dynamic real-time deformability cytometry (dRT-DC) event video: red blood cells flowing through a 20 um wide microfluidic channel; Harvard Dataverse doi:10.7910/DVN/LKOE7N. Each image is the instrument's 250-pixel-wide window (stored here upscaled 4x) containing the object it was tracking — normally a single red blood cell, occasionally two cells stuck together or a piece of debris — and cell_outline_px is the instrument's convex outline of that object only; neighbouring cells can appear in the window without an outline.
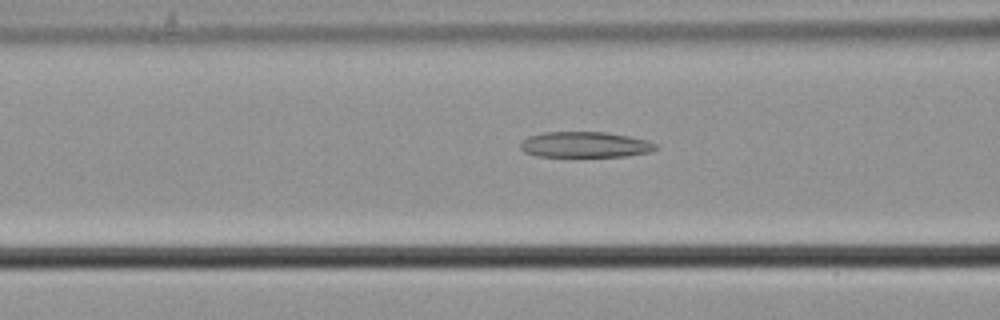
{"species": "common noctule bat (a hibernating species)", "species_latin": "Nyctalus noctula", "temperature_condition": "cold", "stored_images_in_passage": 45, "camera_frame_rate_fps": 3000, "um_per_image_px": 0.085, "animal": {"sex": "male", "body_mass_g": 21.5, "forearm_length_mm": 52.0}, "frame": {"image": 1, "passage_image": 22, "time_ms": 7.0, "image_size_px": [1000, 320], "cell_outline_px": [[656, 148], [652, 152], [624, 156], [536, 156], [524, 152], [520, 148], [520, 144], [528, 136], [544, 132], [608, 132], [648, 140], [656, 144]], "centroid_in_image_um": [49.73, 12.29], "position_along_channel_um": 116.9, "area_um2": 20.23}}
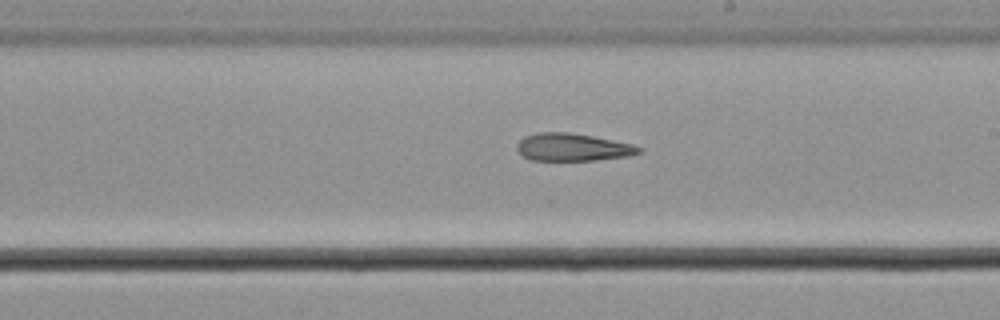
{"frame": {"image": 2, "passage_image": 32, "time_ms": 10.333, "image_size_px": [1000, 320], "cell_outline_px": [[644, 148], [640, 152], [628, 156], [596, 160], [532, 160], [524, 156], [516, 148], [516, 144], [524, 136], [540, 132], [568, 132], [592, 136], [632, 144]], "centroid_in_image_um": [48.67, 12.51], "position_along_channel_um": 240.3, "area_um2": 19.48}}
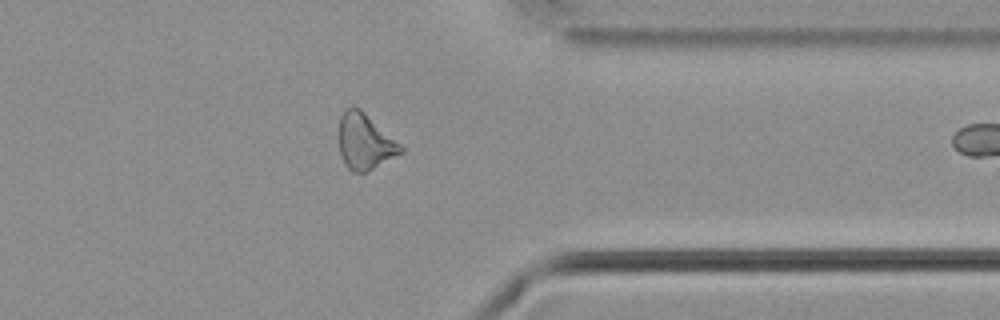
{"frame": {"image": 3, "passage_image": 44, "time_ms": 14.333, "image_size_px": [1000, 320], "cell_outline_px": [[404, 152], [368, 172], [352, 172], [344, 164], [340, 152], [340, 116], [344, 108], [352, 104], [360, 108], [400, 144], [404, 148]], "centroid_in_image_um": [31.01, 12.03], "position_along_channel_um": 380.4, "area_um2": 20.17}}